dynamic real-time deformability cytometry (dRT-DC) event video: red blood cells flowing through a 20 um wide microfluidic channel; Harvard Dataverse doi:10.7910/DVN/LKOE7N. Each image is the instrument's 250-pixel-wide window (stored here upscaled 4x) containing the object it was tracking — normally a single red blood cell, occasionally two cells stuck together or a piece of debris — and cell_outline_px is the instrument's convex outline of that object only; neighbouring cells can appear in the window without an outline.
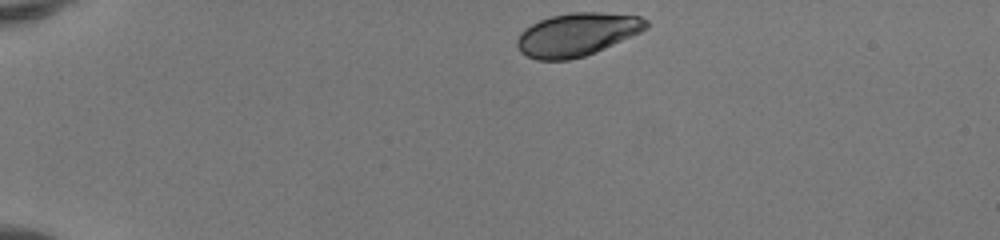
{"species": "human", "species_latin": "Homo sapiens", "temperature_condition": "room temperature", "stored_images_in_passage": 40, "camera_frame_rate_fps": 3000, "um_per_image_px": 0.085, "donor": {"sex": "female"}, "frame": {"image": 1, "passage_image": 1, "time_ms": 0.0, "image_size_px": [1000, 240], "cell_outline_px": [[648, 28], [632, 36], [596, 52], [584, 56], [568, 60], [536, 60], [520, 52], [516, 44], [516, 40], [520, 32], [524, 28], [540, 20], [552, 16], [572, 12], [600, 12], [640, 16], [648, 20]], "centroid_in_image_um": [49.04, 2.93], "position_along_channel_um": 36.0, "area_um2": 32.48}}
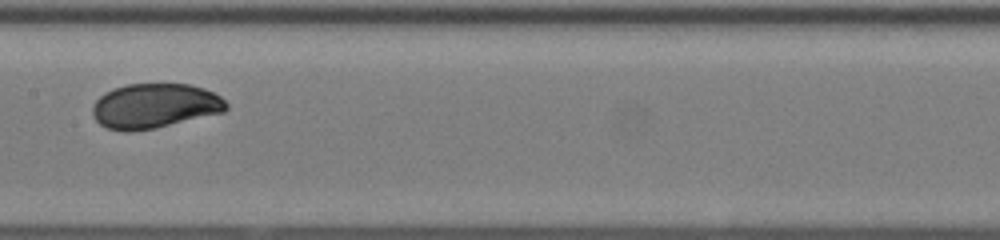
{"frame": {"image": 2, "passage_image": 18, "time_ms": 5.667, "image_size_px": [1000, 240], "cell_outline_px": [[228, 108], [224, 112], [156, 128], [128, 132], [124, 132], [108, 128], [100, 124], [92, 116], [92, 104], [104, 92], [112, 88], [128, 84], [192, 84], [204, 88], [220, 96], [228, 104]], "centroid_in_image_um": [13.13, 9.0], "position_along_channel_um": 194.3, "area_um2": 35.14}}
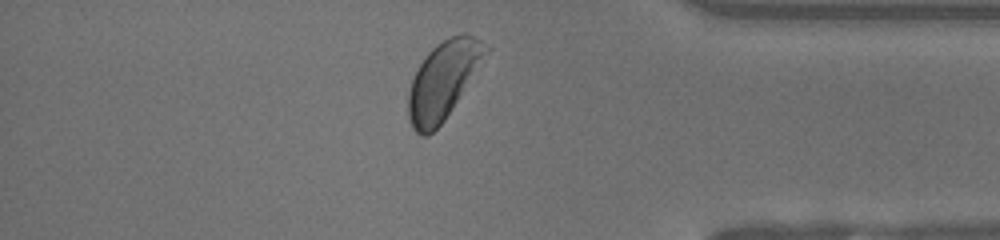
{"frame": {"image": 3, "passage_image": 34, "time_ms": 11.0, "image_size_px": [1000, 240], "cell_outline_px": [[492, 48], [444, 120], [428, 136], [420, 136], [412, 128], [408, 116], [408, 92], [412, 80], [420, 64], [428, 52], [436, 44], [452, 36], [464, 32], [480, 40]], "centroid_in_image_um": [37.67, 6.82], "position_along_channel_um": 397.5, "area_um2": 34.62}, "authors_computed_cell_mechanics": {"area_um2": 35.1424, "velocity_mm_per_s": 4.1053, "shape_relaxation_time_tau1_ms": 5.5337, "shape_relaxation_time_tau2_ms": null, "deformation_change_tau1": 0.1859, "deformation_change_tau2": null}}